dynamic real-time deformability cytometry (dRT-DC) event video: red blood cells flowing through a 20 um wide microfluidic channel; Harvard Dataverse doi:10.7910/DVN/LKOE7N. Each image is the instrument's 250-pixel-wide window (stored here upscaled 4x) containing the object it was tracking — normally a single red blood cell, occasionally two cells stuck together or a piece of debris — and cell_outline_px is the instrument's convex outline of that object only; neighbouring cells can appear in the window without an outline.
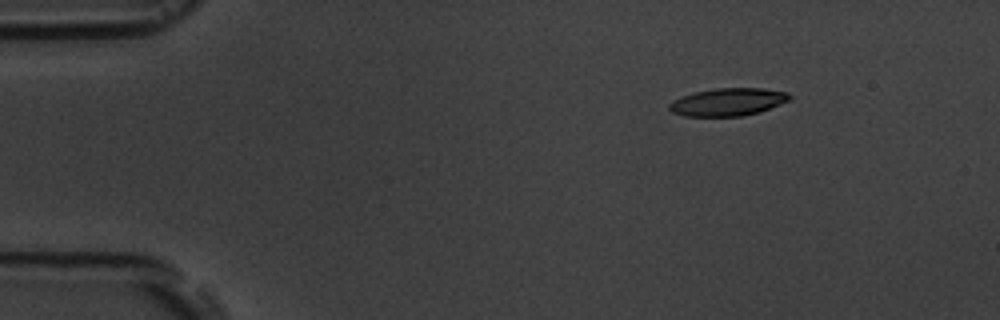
{"species": "common noctule bat (a hibernating species)", "species_latin": "Nyctalus noctula", "temperature_condition": "room temperature", "stored_images_in_passage": 3, "camera_frame_rate_fps": 3000, "um_per_image_px": 0.085, "animal": {"sex": "male", "body_mass_g": 19.5, "forearm_length_mm": 54.6}, "frame": {"image": 1, "passage_image": 1, "time_ms": 0.0, "image_size_px": [1000, 320], "cell_outline_px": [[792, 100], [760, 112], [744, 116], [684, 116], [672, 112], [668, 108], [668, 104], [672, 100], [680, 96], [696, 92], [716, 88], [764, 88], [788, 92], [792, 96]], "centroid_in_image_um": [61.9, 8.67], "position_along_channel_um": 23.1, "area_um2": 19.71}}